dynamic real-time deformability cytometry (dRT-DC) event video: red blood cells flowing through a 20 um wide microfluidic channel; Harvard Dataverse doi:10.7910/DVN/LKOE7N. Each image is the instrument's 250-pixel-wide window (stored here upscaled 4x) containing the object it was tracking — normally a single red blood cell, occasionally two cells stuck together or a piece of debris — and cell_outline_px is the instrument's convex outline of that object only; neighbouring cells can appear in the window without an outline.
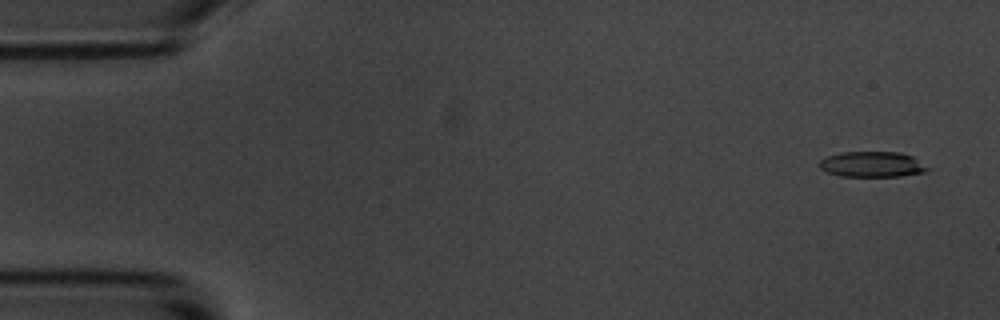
{"species": "common noctule bat (a hibernating species)", "species_latin": "Nyctalus noctula", "temperature_condition": "room temperature", "stored_images_in_passage": 56, "camera_frame_rate_fps": 3000, "um_per_image_px": 0.085, "animal": {"sex": "male", "body_mass_g": 20.1, "forearm_length_mm": 53.5}, "frame": {"image": 1, "passage_image": 3, "time_ms": 0.667, "image_size_px": [1000, 320], "cell_outline_px": [[932, 168], [928, 172], [900, 176], [840, 176], [828, 172], [820, 168], [820, 160], [828, 156], [840, 152], [900, 152], [912, 156]], "centroid_in_image_um": [74.2, 13.97], "position_along_channel_um": 10.8, "area_um2": 16.18}}
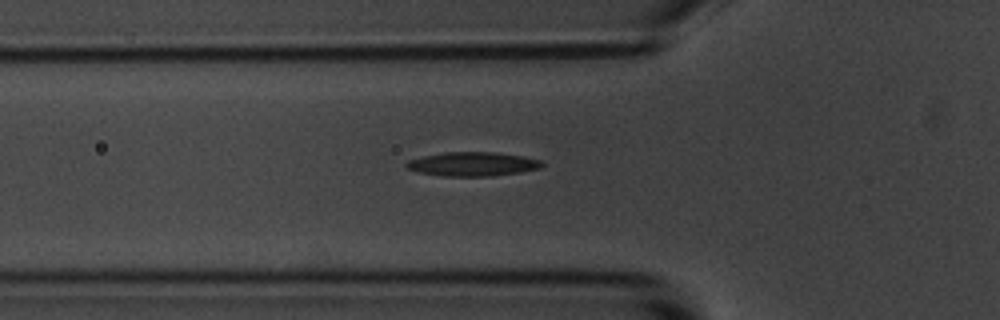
{"frame": {"image": 2, "passage_image": 19, "time_ms": 6.0, "image_size_px": [1000, 320], "cell_outline_px": [[544, 164], [540, 168], [492, 176], [444, 176], [420, 172], [408, 168], [404, 164], [408, 160], [424, 156], [444, 152], [496, 152], [520, 156], [540, 160]], "centroid_in_image_um": [40.15, 13.94], "position_along_channel_um": 85.7, "area_um2": 18.67}}
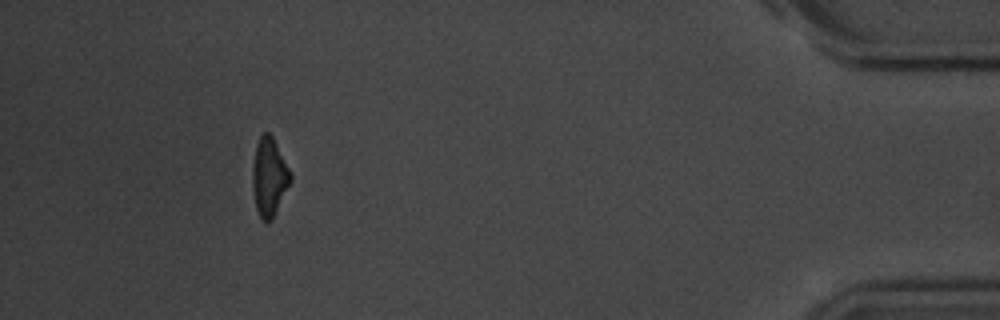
{"frame": {"image": 3, "passage_image": 51, "time_ms": 16.667, "image_size_px": [1000, 320], "cell_outline_px": [[292, 180], [272, 220], [264, 220], [260, 216], [256, 208], [252, 188], [252, 168], [256, 144], [260, 136], [264, 132], [268, 132], [272, 136], [292, 176]], "centroid_in_image_um": [22.87, 15.04], "position_along_channel_um": 412.3, "area_um2": 17.11}, "authors_computed_cell_mechanics": {"area_um2": 18.0914, "velocity_mm_per_s": 3.6416, "shape_relaxation_time_tau1_ms": 3.223, "shape_relaxation_time_tau2_ms": 11.2935, "deformation_change_tau1": 0.1196, "deformation_change_tau2": 0.2517}}